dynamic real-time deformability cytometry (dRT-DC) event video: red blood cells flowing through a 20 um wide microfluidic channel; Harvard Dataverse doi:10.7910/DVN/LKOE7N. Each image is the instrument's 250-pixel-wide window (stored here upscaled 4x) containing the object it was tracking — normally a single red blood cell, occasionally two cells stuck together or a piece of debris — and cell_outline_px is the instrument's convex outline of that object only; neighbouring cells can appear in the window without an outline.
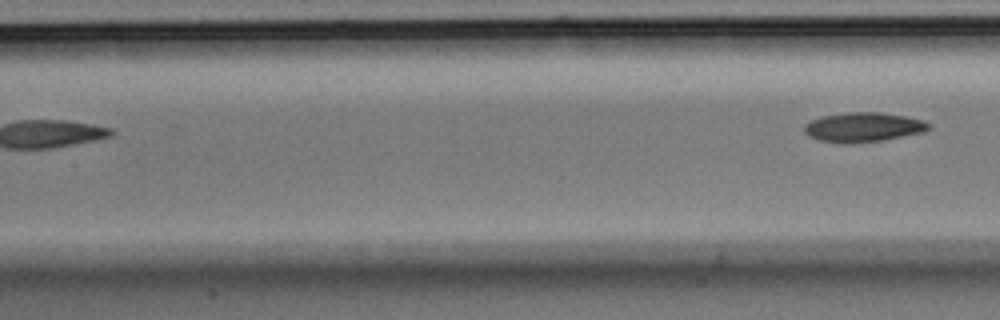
{"species": "Egyptian fruit bat (a non-hibernating species)", "species_latin": "Rousettus aegyptiacus", "temperature_condition": "room temperature", "stored_images_in_passage": 6, "segment_of_instrument_passage": [2, 2], "camera_frame_rate_fps": 3000, "um_per_image_px": 0.085, "animal": {"sex": "male"}, "frame": {"image": 1, "passage_image": 6, "time_ms": 1.667, "image_size_px": [1000, 320], "cell_outline_px": [[928, 128], [924, 132], [884, 140], [852, 144], [844, 144], [820, 140], [808, 136], [804, 132], [804, 124], [820, 116], [848, 112], [876, 112], [904, 116], [924, 120], [928, 124]], "centroid_in_image_um": [73.33, 10.82], "position_along_channel_um": 134.1, "area_um2": 21.44}}